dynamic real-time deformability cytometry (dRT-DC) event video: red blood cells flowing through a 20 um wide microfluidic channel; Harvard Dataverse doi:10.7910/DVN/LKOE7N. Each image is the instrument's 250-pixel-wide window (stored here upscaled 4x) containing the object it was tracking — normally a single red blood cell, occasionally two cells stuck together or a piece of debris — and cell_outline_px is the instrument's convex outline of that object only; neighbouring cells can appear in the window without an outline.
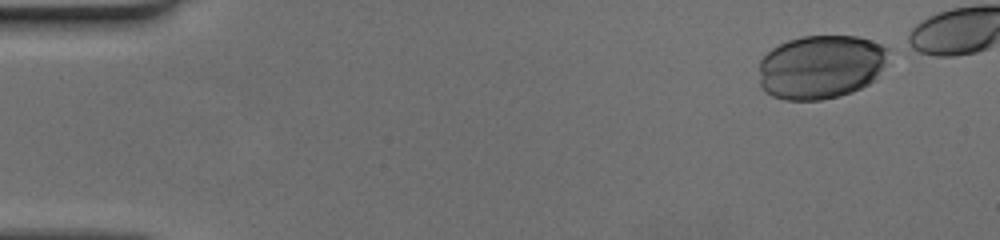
{"species": "human", "species_latin": "Homo sapiens", "temperature_condition": "cold", "stored_images_in_passage": 41, "camera_frame_rate_fps": 3000, "um_per_image_px": 0.085, "donor": {"sex": "female"}, "frame": {"image": 1, "passage_image": 1, "time_ms": 0.0, "image_size_px": [1000, 240], "cell_outline_px": [[888, 48], [884, 64], [876, 80], [852, 92], [840, 96], [820, 100], [784, 100], [772, 96], [764, 92], [760, 88], [760, 60], [772, 48], [788, 40], [804, 36], [856, 36], [880, 44]], "centroid_in_image_um": [69.74, 5.7], "position_along_channel_um": 15.3, "area_um2": 48.26}}
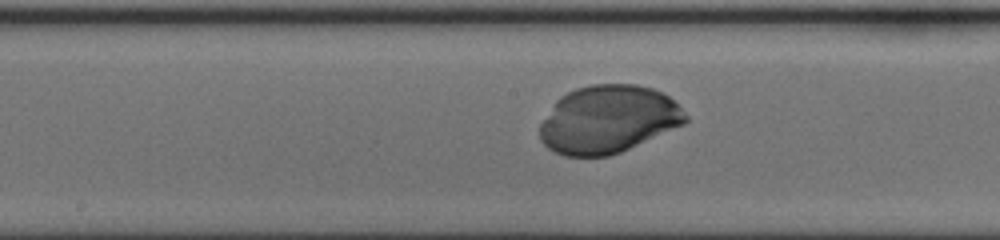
{"frame": {"image": 2, "passage_image": 24, "time_ms": 7.667, "image_size_px": [1000, 240], "cell_outline_px": [[688, 120], [684, 124], [620, 152], [608, 156], [564, 156], [548, 148], [540, 140], [540, 124], [556, 100], [560, 96], [576, 88], [592, 84], [636, 84], [652, 88], [668, 96], [688, 116]], "centroid_in_image_um": [51.67, 10.14], "position_along_channel_um": 196.5, "area_um2": 57.22}}
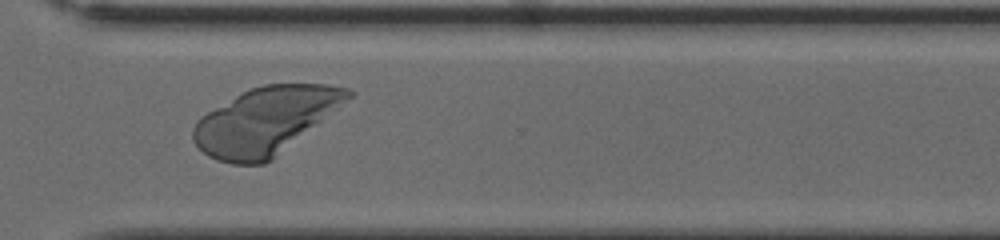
{"frame": {"image": 3, "passage_image": 35, "time_ms": 11.333, "image_size_px": [1000, 240], "cell_outline_px": [[356, 92], [348, 100], [272, 160], [264, 164], [232, 164], [216, 160], [208, 156], [192, 140], [192, 128], [196, 120], [200, 116], [236, 96], [252, 88], [264, 84], [328, 84], [348, 88]], "centroid_in_image_um": [22.55, 10.28], "position_along_channel_um": 348.1, "area_um2": 60.05}}